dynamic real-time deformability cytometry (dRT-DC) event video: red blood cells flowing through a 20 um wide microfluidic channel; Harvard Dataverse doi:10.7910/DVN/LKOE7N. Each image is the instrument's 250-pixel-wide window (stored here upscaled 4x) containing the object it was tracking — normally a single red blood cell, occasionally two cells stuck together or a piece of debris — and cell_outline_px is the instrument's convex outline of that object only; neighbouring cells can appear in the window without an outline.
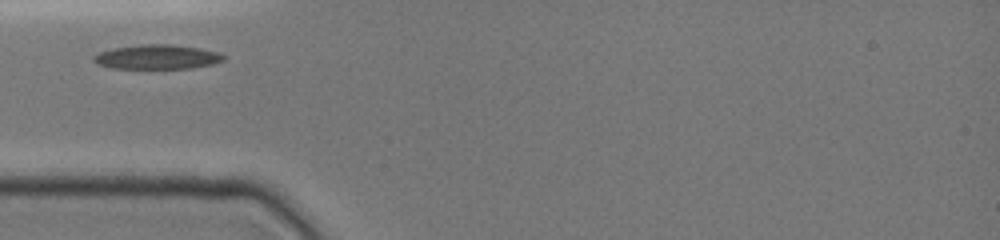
{"species": "common noctule bat (a hibernating species)", "species_latin": "Nyctalus noctula", "temperature_condition": "cold", "stored_images_in_passage": 37, "camera_frame_rate_fps": 3000, "um_per_image_px": 0.085, "animal": {"sex": "female", "body_mass_g": 19.0, "forearm_length_mm": 51.5}, "frame": {"image": 1, "passage_image": 1, "time_ms": 0.0, "image_size_px": [1000, 240], "cell_outline_px": [[224, 60], [212, 64], [192, 68], [112, 68], [96, 64], [92, 60], [92, 56], [100, 52], [112, 48], [140, 44], [172, 44], [200, 48], [220, 52], [224, 56]], "centroid_in_image_um": [13.34, 4.83], "position_along_channel_um": 71.7, "area_um2": 18.61}}
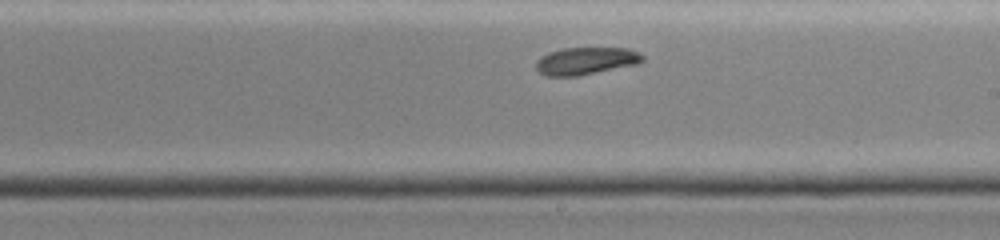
{"frame": {"image": 2, "passage_image": 23, "time_ms": 4.333, "image_size_px": [1000, 240], "cell_outline_px": [[644, 60], [640, 64], [576, 76], [548, 76], [540, 72], [536, 68], [536, 60], [540, 56], [548, 52], [560, 48], [628, 48], [640, 52], [644, 56]], "centroid_in_image_um": [49.83, 5.17], "position_along_channel_um": 239.2, "area_um2": 17.22}}
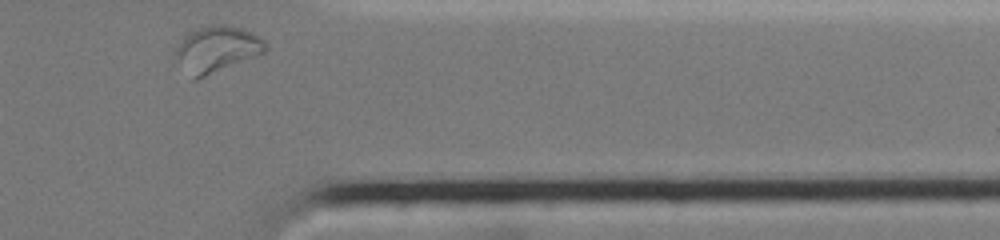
{"frame": {"image": 3, "passage_image": 37, "time_ms": 8.333, "image_size_px": [1000, 240], "cell_outline_px": [[268, 48], [264, 52], [196, 80], [192, 80], [172, 52], [180, 40], [188, 32], [212, 24], [224, 24], [240, 28], [252, 32], [264, 40], [268, 44]], "centroid_in_image_um": [18.4, 4.17], "position_along_channel_um": 393.0, "area_um2": 24.1}}